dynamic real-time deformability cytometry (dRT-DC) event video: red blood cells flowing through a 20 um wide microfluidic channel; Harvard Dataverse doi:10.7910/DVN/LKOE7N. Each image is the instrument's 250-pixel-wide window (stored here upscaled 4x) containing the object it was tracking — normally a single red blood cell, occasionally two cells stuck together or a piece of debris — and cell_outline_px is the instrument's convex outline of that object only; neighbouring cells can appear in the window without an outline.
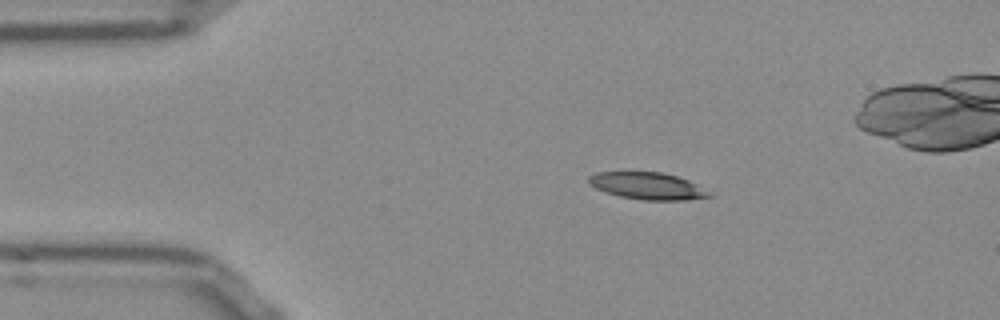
{"species": "Egyptian fruit bat (a non-hibernating species)", "species_latin": "Rousettus aegyptiacus", "temperature_condition": "room temperature", "stored_images_in_passage": 44, "camera_frame_rate_fps": 3000, "um_per_image_px": 0.085, "frame": {"image": 1, "passage_image": 1, "time_ms": 0.0, "image_size_px": [1000, 320], "cell_outline_px": [[716, 196], [684, 200], [644, 200], [620, 196], [596, 188], [588, 180], [588, 176], [596, 172], [660, 172], [676, 176], [688, 180], [696, 184]], "centroid_in_image_um": [55.07, 15.8], "position_along_channel_um": 29.9, "area_um2": 18.73}}
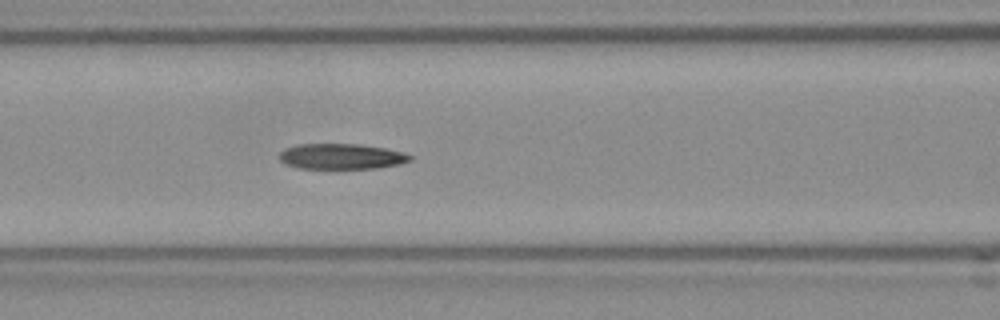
{"frame": {"image": 2, "passage_image": 13, "time_ms": 4.0, "image_size_px": [1000, 320], "cell_outline_px": [[412, 160], [400, 164], [376, 168], [296, 168], [284, 164], [280, 160], [280, 152], [288, 148], [300, 144], [360, 144], [384, 148], [404, 152], [412, 156]], "centroid_in_image_um": [29.04, 13.3], "position_along_channel_um": 137.6, "area_um2": 19.36}}
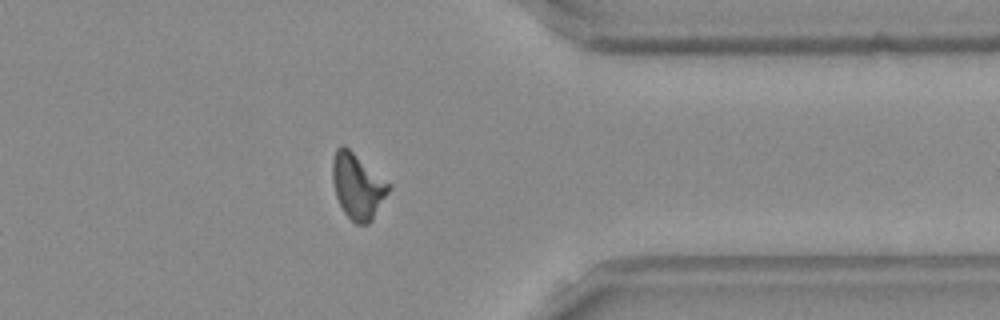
{"frame": {"image": 3, "passage_image": 33, "time_ms": 10.667, "image_size_px": [1000, 320], "cell_outline_px": [[392, 184], [388, 192], [372, 220], [368, 224], [356, 224], [344, 212], [336, 196], [332, 180], [332, 160], [336, 148], [340, 144], [344, 144]], "centroid_in_image_um": [30.39, 15.78], "position_along_channel_um": 381.0, "area_um2": 21.5}, "authors_computed_cell_mechanics": {"area_um2": 20.1433, "velocity_mm_per_s": 3.8367, "shape_relaxation_time_tau1_ms": 7.4467, "shape_relaxation_time_tau2_ms": 4.0165, "deformation_change_tau1": 0.2246, "deformation_change_tau2": 0.1098}}